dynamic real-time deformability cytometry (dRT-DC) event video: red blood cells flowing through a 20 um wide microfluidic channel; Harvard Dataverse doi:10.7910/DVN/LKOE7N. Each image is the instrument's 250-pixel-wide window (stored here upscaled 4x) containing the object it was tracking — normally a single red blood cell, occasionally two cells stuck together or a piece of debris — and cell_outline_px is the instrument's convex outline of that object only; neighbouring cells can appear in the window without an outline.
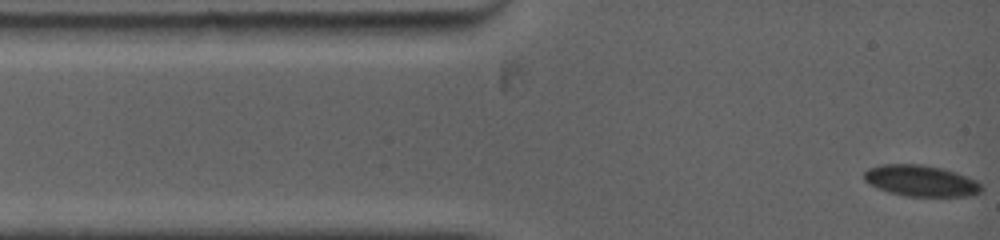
{"species": "common noctule bat (a hibernating species)", "species_latin": "Nyctalus noctula", "temperature_condition": "warm", "stored_images_in_passage": 26, "camera_frame_rate_fps": 5000, "um_per_image_px": 0.085, "animal": {"sex": "female", "body_mass_g": 19.0, "forearm_length_mm": 53.3}, "frame": {"image": 1, "passage_image": 1, "time_ms": 0.0, "image_size_px": [1000, 240], "cell_outline_px": [[984, 188], [980, 192], [972, 196], [904, 196], [888, 192], [876, 188], [868, 184], [864, 180], [864, 172], [868, 168], [880, 164], [920, 164], [944, 168], [956, 172], [976, 180]], "centroid_in_image_um": [78.26, 15.36], "position_along_channel_um": 6.7, "area_um2": 21.62}}
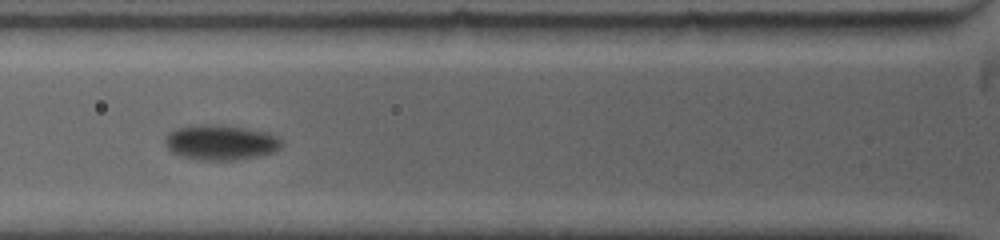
{"frame": {"image": 2, "passage_image": 12, "time_ms": 4.0, "image_size_px": [1000, 240], "cell_outline_px": [[284, 144], [276, 152], [256, 156], [232, 160], [196, 160], [172, 152], [164, 144], [164, 136], [180, 128], [208, 124], [220, 124], [268, 132], [276, 136]], "centroid_in_image_um": [18.79, 12.11], "position_along_channel_um": 107.0, "area_um2": 23.7}}
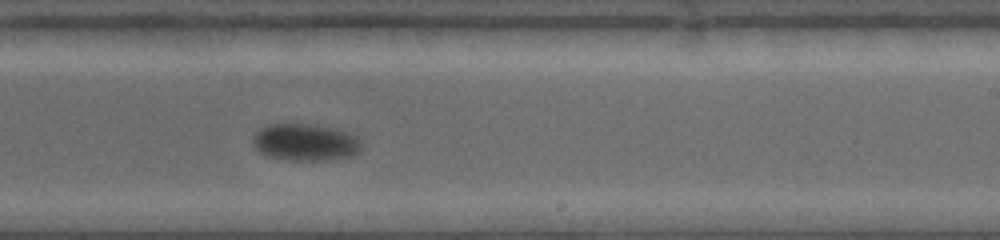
{"frame": {"image": 3, "passage_image": 26, "time_ms": 8.2, "image_size_px": [1000, 240], "cell_outline_px": [[360, 152], [352, 156], [328, 160], [284, 160], [268, 156], [260, 152], [252, 144], [252, 136], [260, 128], [272, 124], [308, 124], [336, 128], [348, 132], [356, 136], [360, 140]], "centroid_in_image_um": [25.95, 12.1], "position_along_channel_um": 263.1, "area_um2": 23.58}}